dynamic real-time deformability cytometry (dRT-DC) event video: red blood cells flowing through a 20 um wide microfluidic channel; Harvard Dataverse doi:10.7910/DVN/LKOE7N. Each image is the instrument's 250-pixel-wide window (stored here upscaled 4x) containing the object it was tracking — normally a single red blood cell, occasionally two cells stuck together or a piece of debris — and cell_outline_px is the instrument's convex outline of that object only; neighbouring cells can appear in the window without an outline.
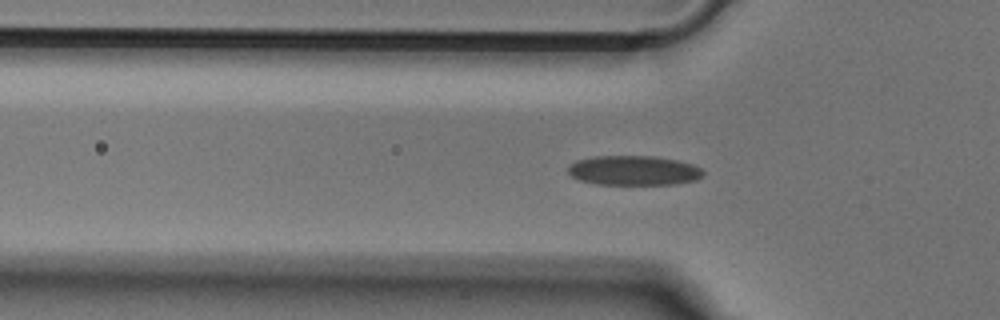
{"species": "Egyptian fruit bat (a non-hibernating species)", "species_latin": "Rousettus aegyptiacus", "temperature_condition": "cold", "stored_images_in_passage": 41, "camera_frame_rate_fps": 3000, "um_per_image_px": 0.085, "animal": {"sex": "male"}, "frame": {"image": 1, "passage_image": 15, "time_ms": 4.667, "image_size_px": [1000, 320], "cell_outline_px": [[704, 172], [696, 180], [676, 184], [596, 184], [580, 180], [572, 176], [568, 172], [568, 168], [576, 160], [592, 156], [656, 156], [676, 160], [692, 164], [700, 168]], "centroid_in_image_um": [53.85, 14.48], "position_along_channel_um": 71.9, "area_um2": 23.24}}
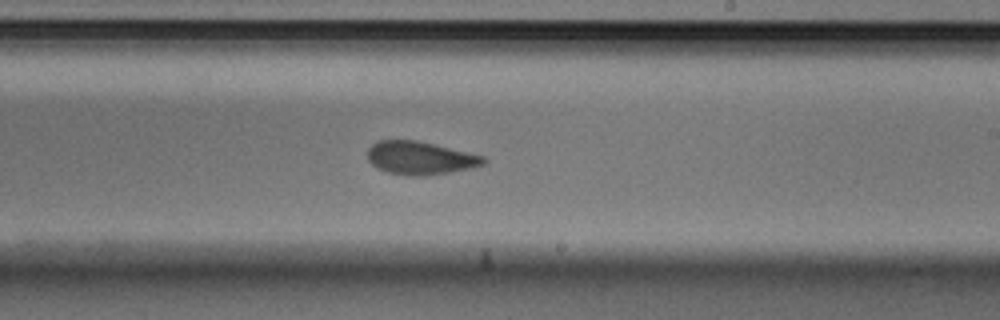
{"frame": {"image": 2, "passage_image": 29, "time_ms": 9.333, "image_size_px": [1000, 320], "cell_outline_px": [[488, 160], [484, 164], [472, 168], [424, 176], [408, 176], [388, 172], [376, 168], [368, 160], [368, 148], [376, 140], [416, 140], [484, 156]], "centroid_in_image_um": [35.69, 13.43], "position_along_channel_um": 253.3, "area_um2": 22.37}}
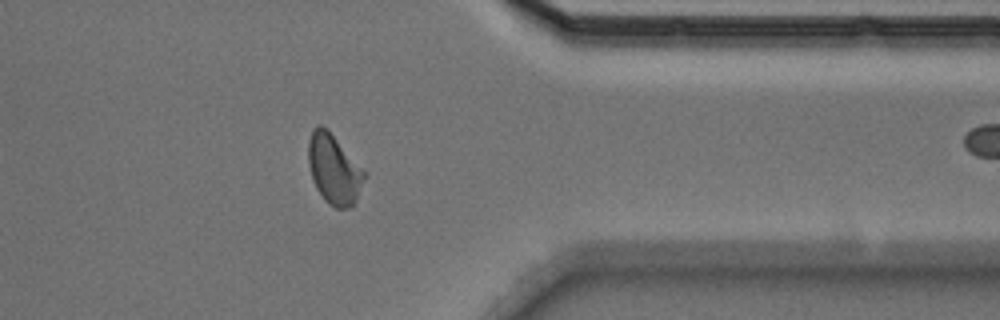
{"frame": {"image": 3, "passage_image": 40, "time_ms": 13.0, "image_size_px": [1000, 320], "cell_outline_px": [[368, 176], [352, 208], [336, 208], [328, 204], [324, 200], [316, 188], [312, 176], [308, 160], [308, 140], [312, 128], [316, 124], [320, 124], [328, 128], [368, 172]], "centroid_in_image_um": [28.43, 14.36], "position_along_channel_um": 383.0, "area_um2": 23.58}}